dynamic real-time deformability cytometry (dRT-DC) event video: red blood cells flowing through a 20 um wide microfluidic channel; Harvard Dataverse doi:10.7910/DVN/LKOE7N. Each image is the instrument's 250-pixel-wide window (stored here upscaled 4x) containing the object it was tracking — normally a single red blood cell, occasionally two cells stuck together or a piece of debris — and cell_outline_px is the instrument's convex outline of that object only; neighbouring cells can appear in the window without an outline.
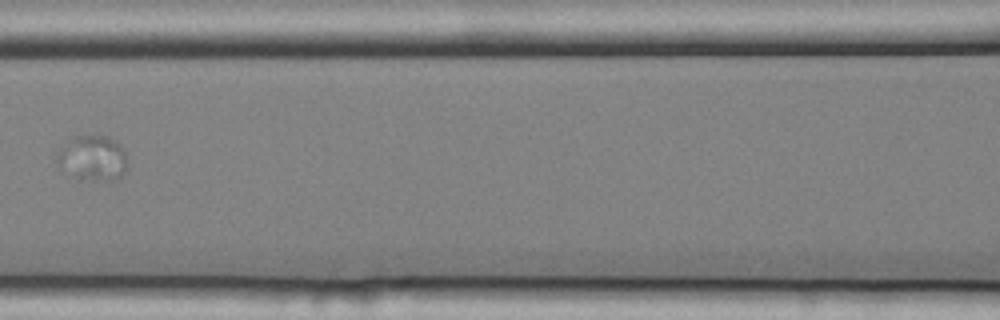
{"species": "common noctule bat (a hibernating species)", "species_latin": "Nyctalus noctula", "temperature_condition": "cold", "stored_images_in_passage": 5, "camera_frame_rate_fps": 3000, "um_per_image_px": 0.085, "animal": {"sex": "female", "body_mass_g": 25.1}, "frame": {"image": 1, "passage_image": 4, "time_ms": 1.0, "image_size_px": [1000, 320], "cell_outline_px": [[124, 168], [120, 180], [80, 180], [72, 176], [56, 160], [56, 156], [64, 144], [68, 140], [76, 136], [104, 136], [120, 144], [124, 152]], "centroid_in_image_um": [7.85, 13.46], "position_along_channel_um": 158.7, "area_um2": 18.03}}
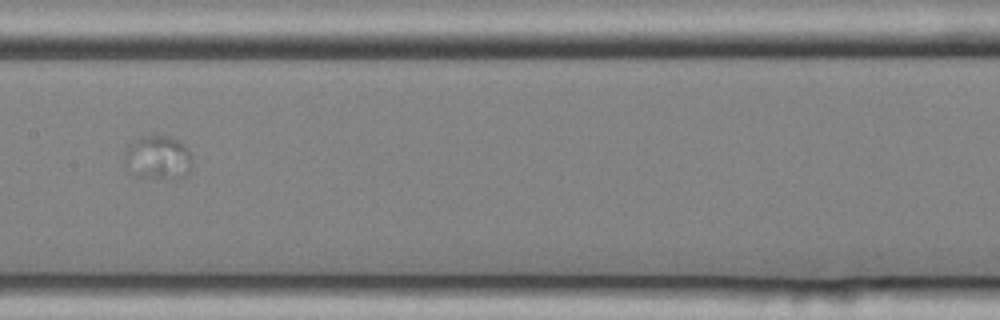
{"frame": {"image": 2, "passage_image": 5, "time_ms": 1.333, "image_size_px": [1000, 320], "cell_outline_px": [[192, 168], [180, 180], [176, 180], [136, 176], [124, 164], [124, 152], [128, 144], [140, 136], [168, 136], [184, 144], [188, 148], [192, 164]], "centroid_in_image_um": [13.42, 13.42], "position_along_channel_um": 194.0, "area_um2": 17.63}}